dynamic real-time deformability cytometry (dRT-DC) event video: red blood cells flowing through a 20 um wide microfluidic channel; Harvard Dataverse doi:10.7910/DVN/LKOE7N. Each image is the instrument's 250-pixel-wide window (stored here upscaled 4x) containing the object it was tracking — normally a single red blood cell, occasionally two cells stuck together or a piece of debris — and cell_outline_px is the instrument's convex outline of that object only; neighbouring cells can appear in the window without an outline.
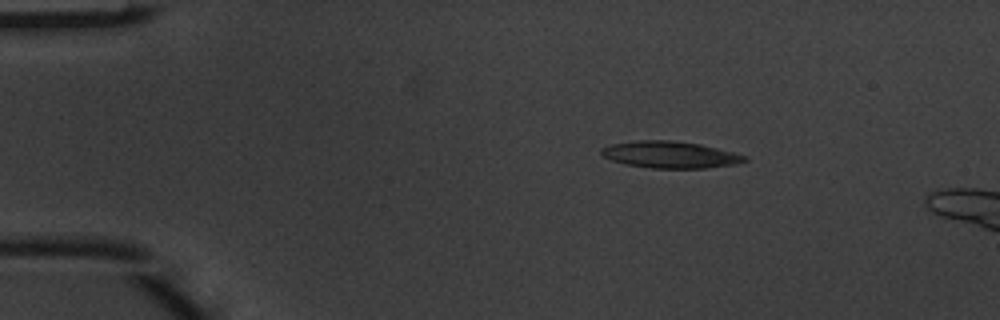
{"species": "common noctule bat (a hibernating species)", "species_latin": "Nyctalus noctula", "temperature_condition": "warm", "stored_images_in_passage": 5, "camera_frame_rate_fps": 3000, "um_per_image_px": 0.085, "animal": {"sex": "male", "body_mass_g": 20.1, "forearm_length_mm": 53.5}, "frame": {"image": 1, "passage_image": 2, "time_ms": 0.333, "image_size_px": [1000, 320], "cell_outline_px": [[748, 160], [736, 164], [704, 168], [652, 168], [624, 164], [612, 160], [604, 156], [600, 152], [600, 148], [612, 144], [640, 140], [668, 140], [700, 144], [748, 156]], "centroid_in_image_um": [56.96, 13.15], "position_along_channel_um": 28.0, "area_um2": 22.2}}